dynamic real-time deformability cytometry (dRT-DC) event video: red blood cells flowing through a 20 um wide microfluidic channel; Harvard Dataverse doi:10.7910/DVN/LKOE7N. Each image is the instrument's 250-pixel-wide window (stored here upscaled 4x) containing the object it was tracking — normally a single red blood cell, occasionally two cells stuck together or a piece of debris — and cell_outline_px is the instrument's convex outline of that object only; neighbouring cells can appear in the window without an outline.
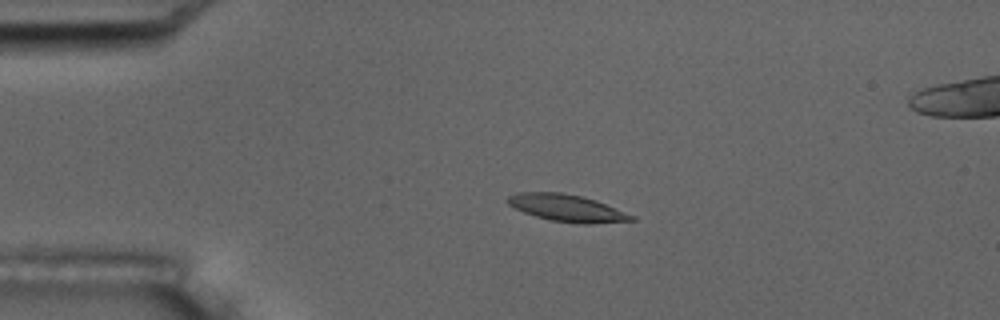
{"species": "common noctule bat (a hibernating species)", "species_latin": "Nyctalus noctula", "temperature_condition": "room temperature", "stored_images_in_passage": 4, "camera_frame_rate_fps": 3000, "um_per_image_px": 0.085, "animal": {"sex": "male", "body_mass_g": 17.5, "forearm_length_mm": 52.3}, "frame": {"image": 1, "passage_image": 2, "time_ms": 1.0, "image_size_px": [1000, 320], "cell_outline_px": [[636, 220], [588, 224], [584, 224], [552, 220], [536, 216], [524, 212], [508, 204], [504, 200], [508, 196], [520, 192], [560, 192], [580, 196], [596, 200], [636, 216]], "centroid_in_image_um": [48.2, 17.67], "position_along_channel_um": 36.8, "area_um2": 19.36}}